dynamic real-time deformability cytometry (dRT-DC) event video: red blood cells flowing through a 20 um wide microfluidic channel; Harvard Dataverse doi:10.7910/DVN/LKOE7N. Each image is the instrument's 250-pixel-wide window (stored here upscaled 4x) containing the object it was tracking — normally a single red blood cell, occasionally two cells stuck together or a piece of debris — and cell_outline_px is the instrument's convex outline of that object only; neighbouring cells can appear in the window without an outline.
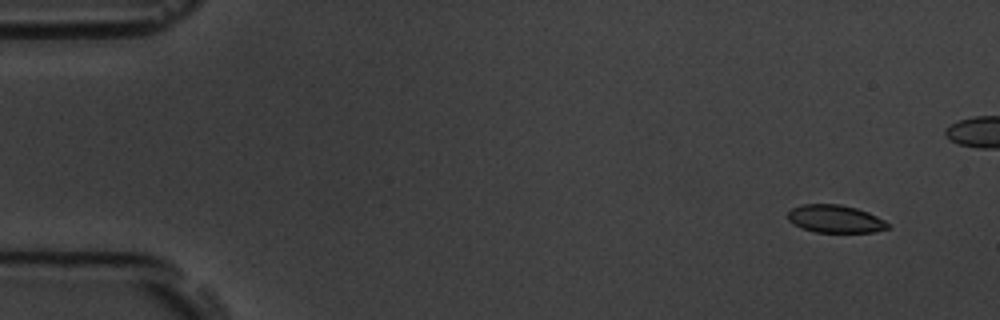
{"species": "common noctule bat (a hibernating species)", "species_latin": "Nyctalus noctula", "temperature_condition": "room temperature", "stored_images_in_passage": 7, "camera_frame_rate_fps": 3000, "um_per_image_px": 0.085, "animal": {"sex": "male", "body_mass_g": 19.5, "forearm_length_mm": 54.6}, "frame": {"image": 1, "passage_image": 1, "time_ms": 0.0, "image_size_px": [1000, 320], "cell_outline_px": [[892, 228], [872, 232], [816, 232], [792, 224], [788, 220], [788, 212], [792, 208], [804, 204], [840, 204], [856, 208], [868, 212], [884, 220]], "centroid_in_image_um": [71.0, 18.6], "position_along_channel_um": 14.0, "area_um2": 16.13}}
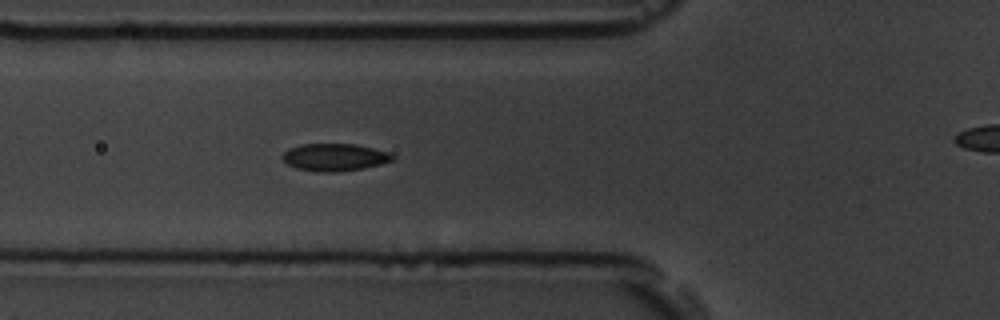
{"frame": {"image": 2, "passage_image": 6, "time_ms": 5.667, "image_size_px": [1000, 320], "cell_outline_px": [[396, 156], [392, 160], [380, 164], [364, 168], [336, 172], [316, 172], [296, 168], [288, 164], [280, 156], [288, 148], [300, 144], [356, 144], [388, 152]], "centroid_in_image_um": [28.41, 13.36], "position_along_channel_um": 97.4, "area_um2": 17.63}}